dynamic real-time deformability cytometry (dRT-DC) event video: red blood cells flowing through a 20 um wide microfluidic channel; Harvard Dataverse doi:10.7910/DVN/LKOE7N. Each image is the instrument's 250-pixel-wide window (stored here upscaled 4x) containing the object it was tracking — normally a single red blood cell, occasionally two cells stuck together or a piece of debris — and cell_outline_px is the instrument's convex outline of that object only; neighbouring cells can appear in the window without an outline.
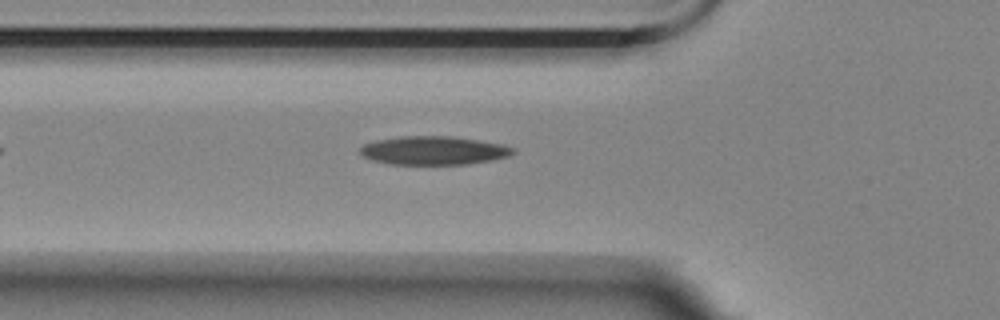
{"species": "Egyptian fruit bat (a non-hibernating species)", "species_latin": "Rousettus aegyptiacus", "temperature_condition": "room temperature", "stored_images_in_passage": 34, "camera_frame_rate_fps": 3000, "um_per_image_px": 0.085, "animal": {"sex": "female"}, "frame": {"image": 1, "passage_image": 4, "time_ms": 1.0, "image_size_px": [1000, 320], "cell_outline_px": [[516, 152], [508, 156], [492, 160], [468, 164], [388, 164], [372, 160], [364, 156], [360, 152], [360, 148], [364, 144], [376, 140], [400, 136], [452, 136], [500, 144], [512, 148]], "centroid_in_image_um": [36.83, 12.79], "position_along_channel_um": 89.0, "area_um2": 25.26}}
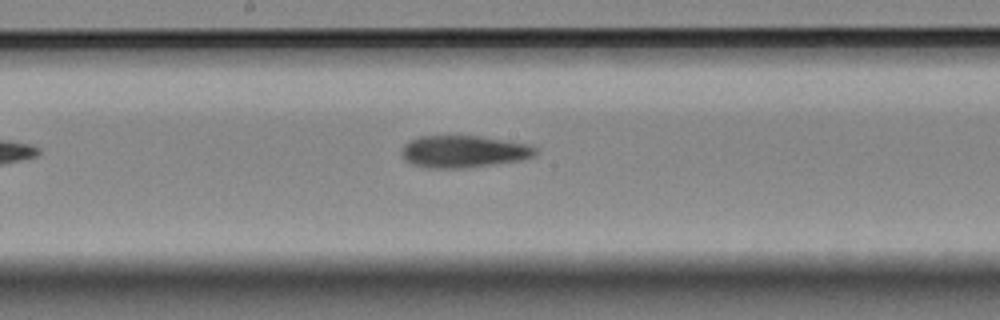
{"frame": {"image": 2, "passage_image": 14, "time_ms": 4.333, "image_size_px": [1000, 320], "cell_outline_px": [[536, 156], [524, 160], [496, 164], [464, 168], [428, 168], [412, 164], [404, 160], [400, 152], [400, 148], [408, 140], [420, 136], [480, 136], [528, 144], [536, 148]], "centroid_in_image_um": [39.39, 12.89], "position_along_channel_um": 208.8, "area_um2": 25.37}}
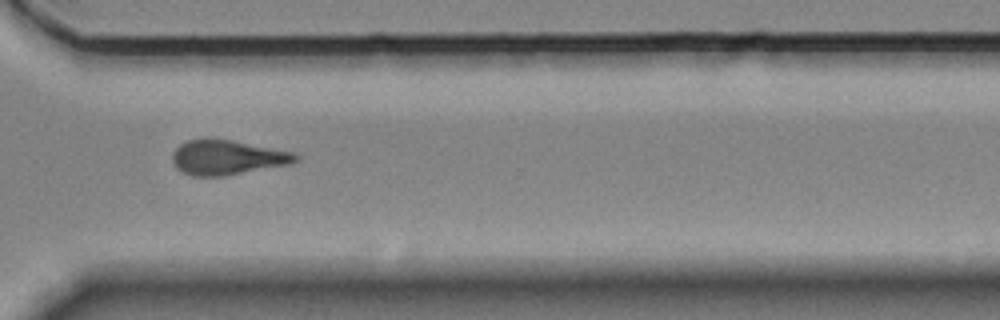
{"frame": {"image": 3, "passage_image": 26, "time_ms": 8.333, "image_size_px": [1000, 320], "cell_outline_px": [[300, 160], [292, 164], [224, 176], [192, 176], [176, 168], [172, 160], [172, 152], [180, 144], [188, 140], [208, 136], [232, 140], [296, 152], [300, 156]], "centroid_in_image_um": [19.35, 13.36], "position_along_channel_um": 351.3, "area_um2": 25.61}, "authors_computed_cell_mechanics": {"area_um2": 25.1141, "velocity_mm_per_s": 3.5695, "shape_relaxation_time_tau1_ms": null, "shape_relaxation_time_tau2_ms": 4.5806, "deformation_change_tau1": null, "deformation_change_tau2": 0.1443}}